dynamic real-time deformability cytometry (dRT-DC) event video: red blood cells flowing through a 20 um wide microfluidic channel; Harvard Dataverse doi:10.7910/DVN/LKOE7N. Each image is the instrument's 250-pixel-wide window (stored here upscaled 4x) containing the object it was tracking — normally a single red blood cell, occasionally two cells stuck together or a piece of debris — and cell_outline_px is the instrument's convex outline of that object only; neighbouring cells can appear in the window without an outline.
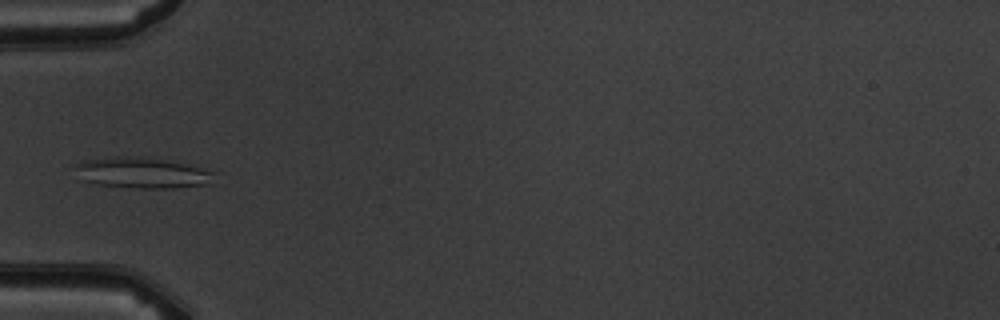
{"species": "common noctule bat (a hibernating species)", "species_latin": "Nyctalus noctula", "temperature_condition": "warm", "stored_images_in_passage": 5, "camera_frame_rate_fps": 3000, "um_per_image_px": 0.085, "animal": {"sex": "male", "body_mass_g": 19.5, "forearm_length_mm": 54.6}, "frame": {"image": 1, "passage_image": 5, "time_ms": 4.667, "image_size_px": [1000, 320], "cell_outline_px": [[216, 184], [176, 188], [136, 188], [96, 184], [80, 180], [76, 168], [76, 164], [80, 160], [116, 156], [120, 156], [160, 160], [184, 164], [216, 172]], "centroid_in_image_um": [12.12, 14.72], "position_along_channel_um": 72.9, "area_um2": 25.03}}